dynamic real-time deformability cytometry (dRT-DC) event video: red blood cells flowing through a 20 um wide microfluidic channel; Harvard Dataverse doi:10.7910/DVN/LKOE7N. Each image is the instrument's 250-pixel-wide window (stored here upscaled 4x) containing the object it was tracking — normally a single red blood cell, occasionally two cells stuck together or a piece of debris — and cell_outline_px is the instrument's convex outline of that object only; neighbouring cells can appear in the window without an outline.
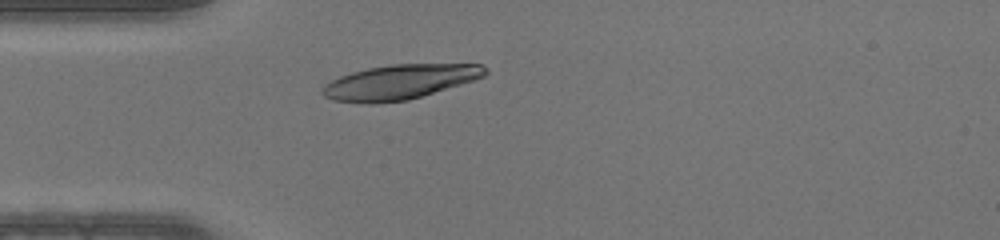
{"species": "human", "species_latin": "Homo sapiens", "temperature_condition": "warm", "stored_images_in_passage": 28, "camera_frame_rate_fps": 3000, "um_per_image_px": 0.085, "donor": {"sex": "male"}, "frame": {"image": 1, "passage_image": 1, "time_ms": 0.0, "image_size_px": [1000, 240], "cell_outline_px": [[488, 72], [484, 76], [460, 84], [408, 100], [376, 104], [368, 104], [332, 100], [324, 96], [320, 92], [324, 84], [340, 76], [352, 72], [368, 68], [392, 64], [480, 64], [488, 68]], "centroid_in_image_um": [33.93, 6.97], "position_along_channel_um": 51.1, "area_um2": 32.83}}
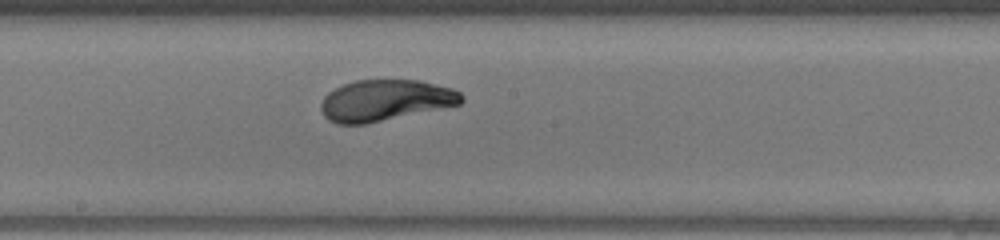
{"frame": {"image": 2, "passage_image": 13, "time_ms": 4.0, "image_size_px": [1000, 240], "cell_outline_px": [[464, 100], [460, 104], [368, 124], [336, 124], [328, 120], [324, 116], [320, 108], [320, 104], [324, 96], [328, 92], [344, 84], [356, 80], [420, 80], [452, 88], [460, 92], [464, 96]], "centroid_in_image_um": [32.74, 8.54], "position_along_channel_um": 215.5, "area_um2": 33.87}}
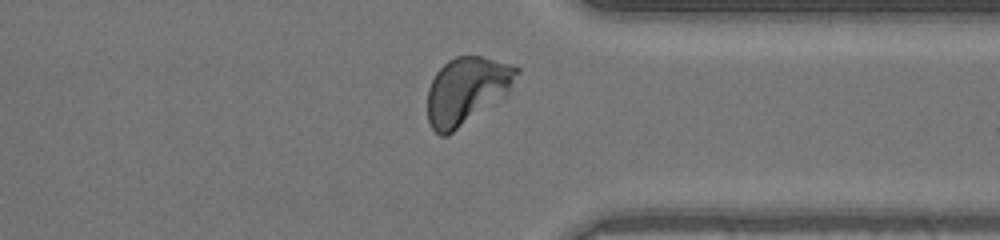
{"frame": {"image": 3, "passage_image": 24, "time_ms": 7.667, "image_size_px": [1000, 240], "cell_outline_px": [[520, 72], [508, 92], [448, 136], [440, 136], [432, 128], [428, 120], [428, 88], [436, 72], [448, 60], [456, 56], [480, 56], [512, 64], [520, 68]], "centroid_in_image_um": [39.66, 7.68], "position_along_channel_um": 371.7, "area_um2": 34.51}}